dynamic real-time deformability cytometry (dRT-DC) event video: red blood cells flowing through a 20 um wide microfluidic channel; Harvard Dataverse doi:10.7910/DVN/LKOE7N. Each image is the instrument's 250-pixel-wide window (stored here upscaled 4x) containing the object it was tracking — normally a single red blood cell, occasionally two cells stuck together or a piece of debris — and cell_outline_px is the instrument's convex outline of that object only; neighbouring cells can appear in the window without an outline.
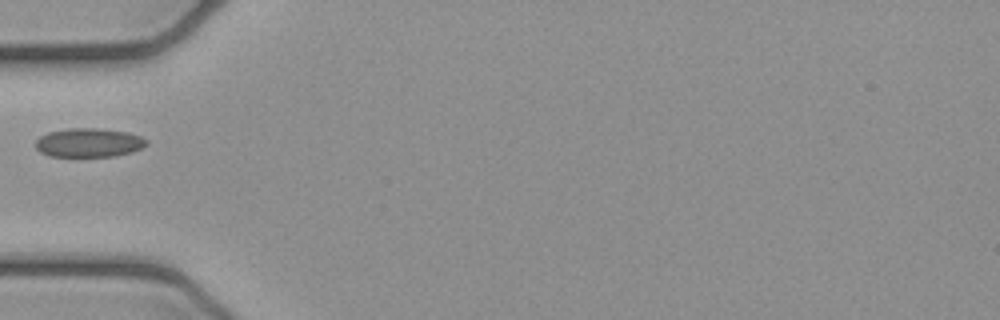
{"species": "common noctule bat (a hibernating species)", "species_latin": "Nyctalus noctula", "temperature_condition": "cold", "stored_images_in_passage": 1, "camera_frame_rate_fps": 3000, "um_per_image_px": 0.085, "animal": {"sex": "female", "body_mass_g": 21.9}, "frame": {"image": 1, "passage_image": 1, "time_ms": 0.0, "image_size_px": [1000, 320], "cell_outline_px": [[148, 144], [132, 152], [116, 156], [48, 156], [40, 152], [36, 148], [36, 140], [40, 136], [48, 132], [68, 128], [96, 128], [128, 132], [140, 136], [148, 140]], "centroid_in_image_um": [7.55, 12.12], "position_along_channel_um": 77.4, "area_um2": 18.73}}